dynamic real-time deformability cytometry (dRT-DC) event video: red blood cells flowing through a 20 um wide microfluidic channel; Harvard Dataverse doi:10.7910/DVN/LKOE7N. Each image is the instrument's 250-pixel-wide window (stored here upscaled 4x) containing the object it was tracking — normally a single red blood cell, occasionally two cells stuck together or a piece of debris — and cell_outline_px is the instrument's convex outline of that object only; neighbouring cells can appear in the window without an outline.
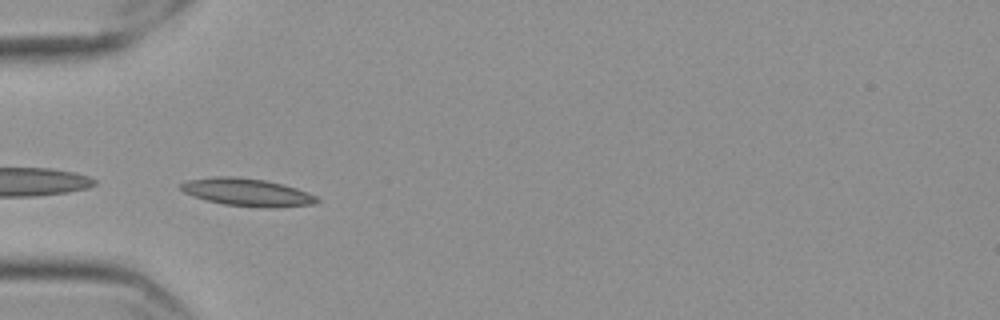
{"species": "Egyptian fruit bat (a non-hibernating species)", "species_latin": "Rousettus aegyptiacus", "temperature_condition": "cold", "stored_images_in_passage": 40, "camera_frame_rate_fps": 3000, "um_per_image_px": 0.085, "frame": {"image": 1, "passage_image": 1, "time_ms": 0.0, "image_size_px": [1000, 320], "cell_outline_px": [[320, 200], [316, 204], [276, 208], [264, 208], [224, 204], [204, 200], [192, 196], [184, 192], [180, 188], [180, 184], [188, 180], [212, 176], [236, 176], [264, 180], [296, 188], [308, 192], [316, 196]], "centroid_in_image_um": [21.01, 16.35], "position_along_channel_um": 64.0, "area_um2": 22.14}}
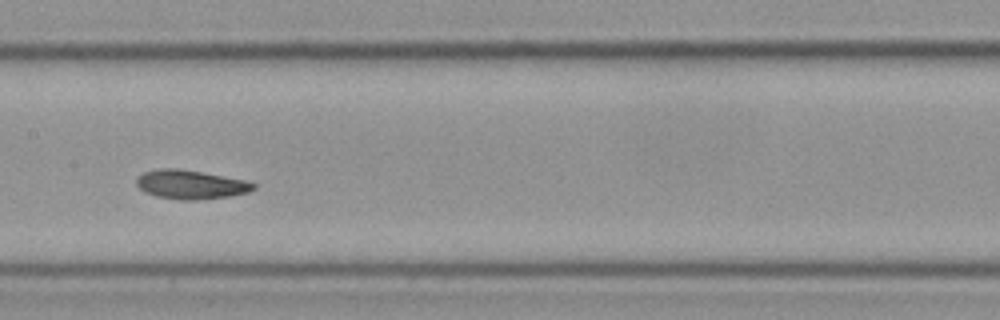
{"frame": {"image": 2, "passage_image": 12, "time_ms": 3.667, "image_size_px": [1000, 320], "cell_outline_px": [[256, 188], [248, 192], [228, 196], [196, 200], [180, 200], [156, 196], [144, 192], [136, 184], [136, 180], [144, 172], [160, 168], [180, 168], [248, 180], [256, 184]], "centroid_in_image_um": [16.23, 15.68], "position_along_channel_um": 191.2, "area_um2": 19.83}}
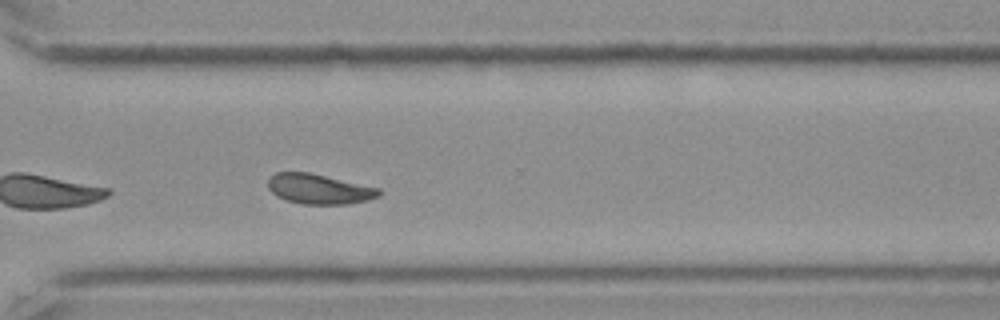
{"frame": {"image": 3, "passage_image": 25, "time_ms": 8.0, "image_size_px": [1000, 320], "cell_outline_px": [[380, 196], [368, 200], [348, 204], [304, 204], [284, 200], [276, 196], [268, 188], [268, 176], [276, 172], [308, 172], [380, 188]], "centroid_in_image_um": [27.09, 16.07], "position_along_channel_um": 343.5, "area_um2": 19.48}, "authors_computed_cell_mechanics": {"area_um2": 19.3919, "velocity_mm_per_s": 3.5204, "shape_relaxation_time_tau1_ms": 3.4227, "shape_relaxation_time_tau2_ms": 2.2968, "deformation_change_tau1": 0.0819, "deformation_change_tau2": 0.0636}}